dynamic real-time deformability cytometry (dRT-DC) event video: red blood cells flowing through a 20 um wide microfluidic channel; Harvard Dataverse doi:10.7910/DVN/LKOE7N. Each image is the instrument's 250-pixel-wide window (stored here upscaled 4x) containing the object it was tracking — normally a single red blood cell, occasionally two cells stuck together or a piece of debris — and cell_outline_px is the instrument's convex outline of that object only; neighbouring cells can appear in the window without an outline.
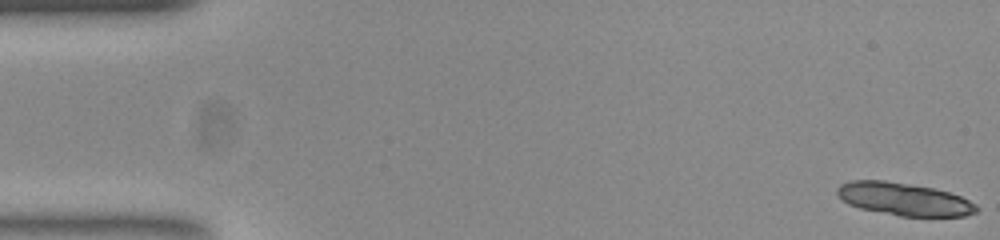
{"species": "common noctule bat (a hibernating species)", "species_latin": "Nyctalus noctula", "temperature_condition": "room temperature", "stored_images_in_passage": 30, "segment_of_instrument_passage": [1, 2], "camera_frame_rate_fps": 3000, "um_per_image_px": 0.085, "animal": {"sex": "female", "body_mass_g": 23.0, "forearm_length_mm": 53.4}, "frame": {"image": 1, "passage_image": 1, "time_ms": 0.0, "image_size_px": [1000, 240], "cell_outline_px": [[980, 208], [976, 212], [964, 216], [900, 216], [860, 208], [848, 204], [836, 192], [836, 188], [840, 184], [852, 180], [884, 180], [932, 188], [948, 192], [960, 196], [976, 204]], "centroid_in_image_um": [76.84, 16.92], "position_along_channel_um": 8.2, "area_um2": 26.36}}